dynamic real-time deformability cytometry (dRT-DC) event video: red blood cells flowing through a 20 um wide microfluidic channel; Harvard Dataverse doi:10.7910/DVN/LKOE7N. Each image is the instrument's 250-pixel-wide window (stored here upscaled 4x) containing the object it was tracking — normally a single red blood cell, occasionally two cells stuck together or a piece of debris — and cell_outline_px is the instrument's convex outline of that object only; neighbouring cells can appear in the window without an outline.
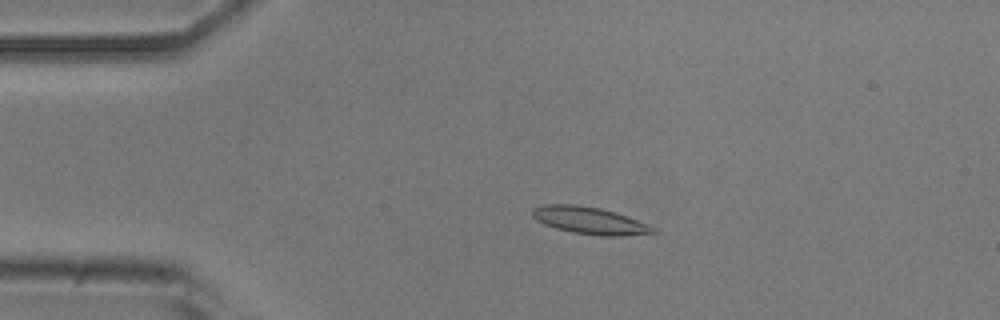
{"species": "common noctule bat (a hibernating species)", "species_latin": "Nyctalus noctula", "temperature_condition": "room temperature", "stored_images_in_passage": 53, "camera_frame_rate_fps": 3000, "um_per_image_px": 0.085, "animal": {"sex": "male", "body_mass_g": 20.5, "forearm_length_mm": 52.5}, "frame": {"image": 1, "passage_image": 11, "time_ms": 3.333, "image_size_px": [1000, 320], "cell_outline_px": [[660, 232], [620, 236], [600, 236], [572, 232], [556, 228], [544, 224], [536, 220], [532, 216], [532, 208], [544, 204], [576, 204], [600, 208], [616, 212], [648, 224], [656, 228]], "centroid_in_image_um": [50.12, 18.74], "position_along_channel_um": 34.9, "area_um2": 19.25}}
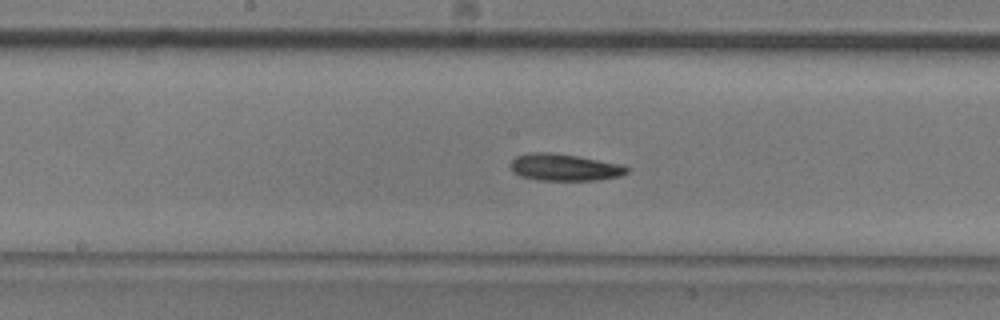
{"frame": {"image": 2, "passage_image": 27, "time_ms": 8.667, "image_size_px": [1000, 320], "cell_outline_px": [[628, 172], [620, 176], [600, 180], [540, 180], [520, 176], [512, 172], [512, 160], [516, 156], [532, 152], [548, 152], [576, 156], [624, 164], [628, 168]], "centroid_in_image_um": [48.01, 14.23], "position_along_channel_um": 200.2, "area_um2": 18.21}}
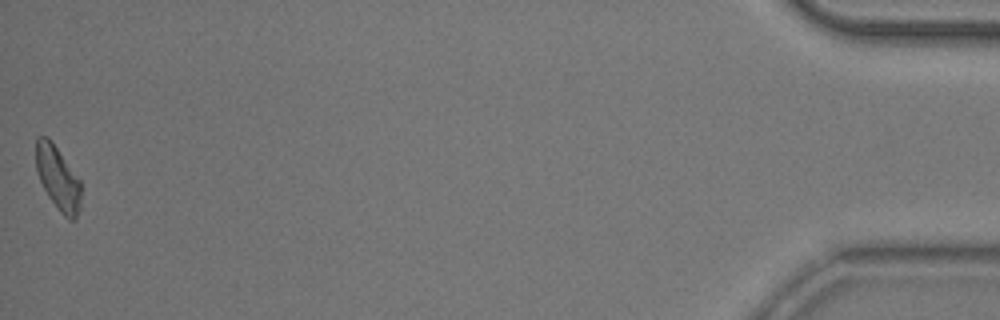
{"frame": {"image": 3, "passage_image": 53, "time_ms": 17.333, "image_size_px": [1000, 320], "cell_outline_px": [[80, 208], [76, 220], [68, 220], [60, 212], [48, 196], [40, 180], [36, 168], [36, 136], [48, 136], [52, 140], [80, 180]], "centroid_in_image_um": [4.92, 15.13], "position_along_channel_um": 430.3, "area_um2": 16.82}, "authors_computed_cell_mechanics": {"area_um2": 17.8602, "velocity_mm_per_s": 3.7807, "shape_relaxation_time_tau1_ms": 4.3423, "shape_relaxation_time_tau2_ms": null, "deformation_change_tau1": 0.1157, "deformation_change_tau2": null}}